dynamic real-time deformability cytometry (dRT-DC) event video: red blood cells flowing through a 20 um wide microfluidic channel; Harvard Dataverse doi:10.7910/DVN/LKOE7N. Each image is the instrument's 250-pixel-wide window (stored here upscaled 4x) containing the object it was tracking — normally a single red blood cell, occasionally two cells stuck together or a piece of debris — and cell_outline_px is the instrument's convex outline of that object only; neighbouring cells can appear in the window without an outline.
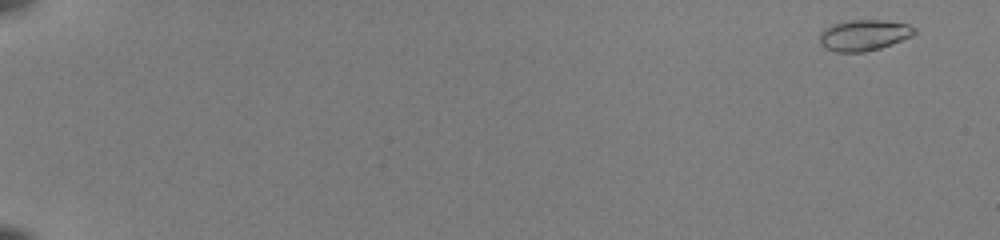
{"species": "common noctule bat (a hibernating species)", "species_latin": "Nyctalus noctula", "temperature_condition": "room temperature", "stored_images_in_passage": 52, "camera_frame_rate_fps": 3000, "um_per_image_px": 0.085, "animal": {"sex": "female", "body_mass_g": 22.0, "forearm_length_mm": 56.7}, "frame": {"image": 1, "passage_image": 1, "time_ms": 0.0, "image_size_px": [1000, 240], "cell_outline_px": [[916, 32], [912, 36], [892, 44], [880, 48], [864, 52], [836, 52], [824, 48], [820, 44], [820, 32], [824, 28], [832, 24], [848, 20], [884, 20], [908, 24], [916, 28]], "centroid_in_image_um": [73.42, 2.99], "position_along_channel_um": 11.6, "area_um2": 17.28}}
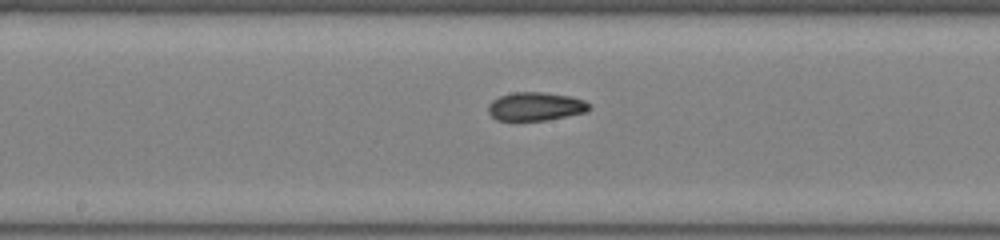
{"frame": {"image": 2, "passage_image": 30, "time_ms": 9.667, "image_size_px": [1000, 240], "cell_outline_px": [[592, 108], [588, 112], [548, 120], [496, 120], [488, 112], [488, 104], [492, 100], [500, 96], [512, 92], [544, 92], [572, 96], [584, 100], [592, 104]], "centroid_in_image_um": [45.58, 9.04], "position_along_channel_um": 202.6, "area_um2": 17.05}}
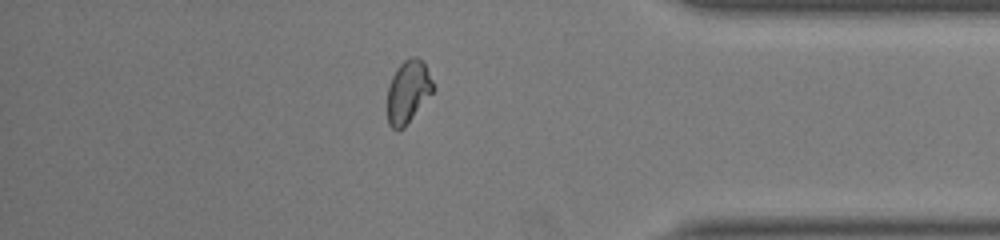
{"frame": {"image": 3, "passage_image": 46, "time_ms": 15.0, "image_size_px": [1000, 240], "cell_outline_px": [[436, 88], [404, 128], [392, 128], [388, 124], [388, 84], [396, 68], [404, 60], [412, 56], [416, 56], [424, 64]], "centroid_in_image_um": [34.68, 7.78], "position_along_channel_um": 400.5, "area_um2": 16.59}, "authors_computed_cell_mechanics": {"area_um2": 16.6464, "velocity_mm_per_s": 4.0013, "shape_relaxation_time_tau1_ms": 5.9426, "shape_relaxation_time_tau2_ms": 1.9168, "deformation_change_tau1": 0.1715, "deformation_change_tau2": 0.0702}}